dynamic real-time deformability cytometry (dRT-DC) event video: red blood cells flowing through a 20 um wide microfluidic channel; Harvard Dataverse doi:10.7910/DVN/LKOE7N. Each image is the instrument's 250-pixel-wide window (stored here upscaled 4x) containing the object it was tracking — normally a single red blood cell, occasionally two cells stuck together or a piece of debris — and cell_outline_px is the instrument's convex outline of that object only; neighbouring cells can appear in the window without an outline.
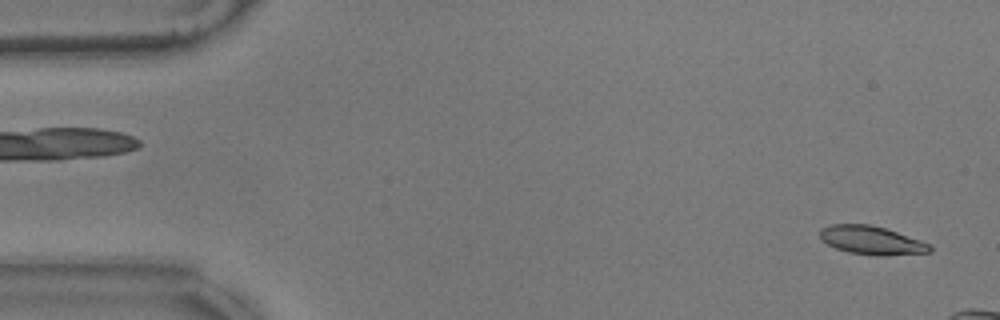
{"species": "common noctule bat (a hibernating species)", "species_latin": "Nyctalus noctula", "temperature_condition": "warm", "stored_images_in_passage": 10, "camera_frame_rate_fps": 3000, "um_per_image_px": 0.085, "animal": {"sex": "male", "body_mass_g": 17.9}, "frame": {"image": 1, "passage_image": 2, "time_ms": 0.333, "image_size_px": [1000, 320], "cell_outline_px": [[932, 252], [884, 256], [876, 256], [848, 252], [836, 248], [828, 244], [820, 236], [820, 228], [832, 224], [868, 224], [884, 228], [932, 244]], "centroid_in_image_um": [74.11, 20.43], "position_along_channel_um": 10.9, "area_um2": 18.21}}